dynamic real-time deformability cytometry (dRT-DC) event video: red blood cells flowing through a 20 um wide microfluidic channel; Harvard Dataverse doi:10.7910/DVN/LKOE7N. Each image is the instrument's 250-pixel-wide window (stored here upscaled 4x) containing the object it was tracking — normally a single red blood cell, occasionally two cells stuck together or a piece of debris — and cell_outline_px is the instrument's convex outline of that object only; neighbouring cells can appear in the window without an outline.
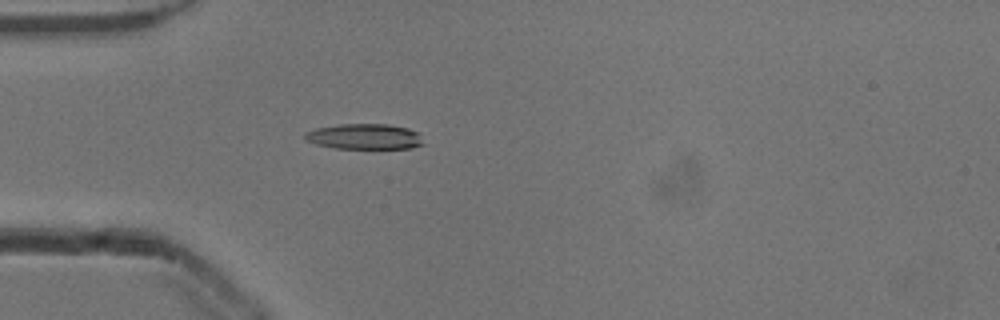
{"species": "common noctule bat (a hibernating species)", "species_latin": "Nyctalus noctula", "temperature_condition": "cold", "stored_images_in_passage": 52, "camera_frame_rate_fps": 3000, "um_per_image_px": 0.085, "animal": {"sex": "male", "body_mass_g": 13.3}, "frame": {"image": 1, "passage_image": 15, "time_ms": 4.667, "image_size_px": [1000, 320], "cell_outline_px": [[424, 144], [412, 148], [332, 148], [316, 144], [304, 140], [304, 132], [316, 128], [340, 124], [388, 124], [408, 128], [416, 132]], "centroid_in_image_um": [30.93, 11.6], "position_along_channel_um": 54.1, "area_um2": 17.57}}
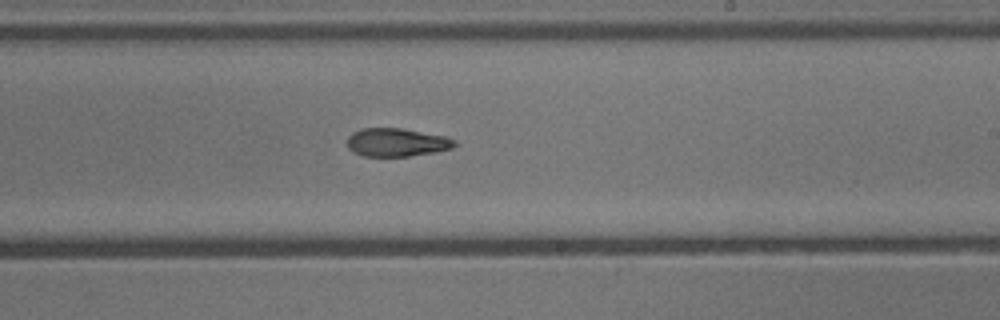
{"frame": {"image": 2, "passage_image": 31, "time_ms": 10.0, "image_size_px": [1000, 320], "cell_outline_px": [[460, 144], [452, 148], [436, 152], [408, 156], [364, 156], [352, 152], [348, 148], [348, 136], [352, 132], [360, 128], [404, 128], [444, 136], [456, 140]], "centroid_in_image_um": [33.73, 12.09], "position_along_channel_um": 255.3, "area_um2": 17.92}}
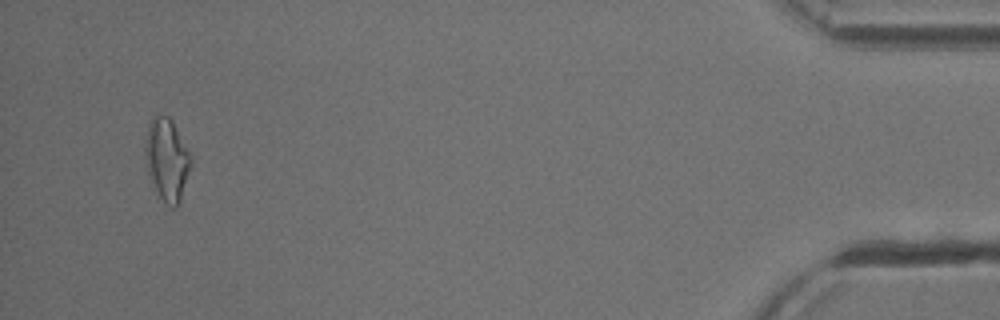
{"frame": {"image": 3, "passage_image": 50, "time_ms": 16.333, "image_size_px": [1000, 320], "cell_outline_px": [[192, 164], [180, 200], [176, 208], [172, 208], [160, 196], [148, 176], [144, 152], [144, 148], [148, 124], [152, 116], [156, 112], [168, 116], [172, 120], [192, 156]], "centroid_in_image_um": [14.18, 13.5], "position_along_channel_um": 421.0, "area_um2": 22.14}, "authors_computed_cell_mechanics": {"area_um2": 18.207, "velocity_mm_per_s": 3.9018, "shape_relaxation_time_tau1_ms": 8.2713, "shape_relaxation_time_tau2_ms": 4.2792, "deformation_change_tau1": 0.2193, "deformation_change_tau2": 0.1249}}